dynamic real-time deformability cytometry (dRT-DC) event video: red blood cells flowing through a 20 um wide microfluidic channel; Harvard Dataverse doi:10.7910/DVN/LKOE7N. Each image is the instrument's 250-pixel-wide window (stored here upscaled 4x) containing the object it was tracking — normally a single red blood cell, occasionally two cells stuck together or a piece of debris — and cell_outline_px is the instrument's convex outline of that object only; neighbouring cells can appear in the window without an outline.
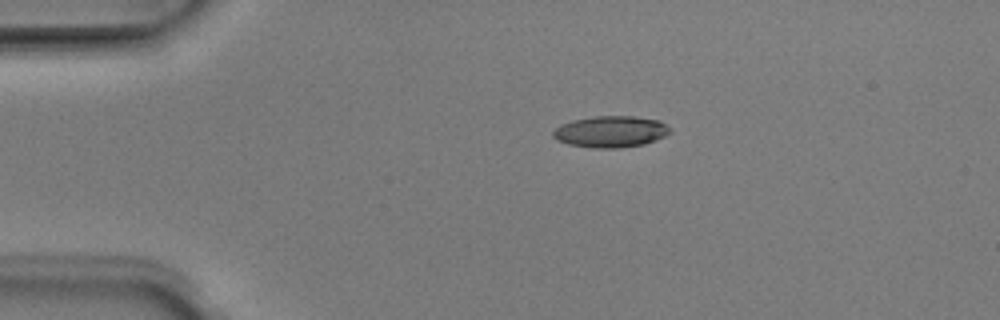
{"species": "Egyptian fruit bat (a non-hibernating species)", "species_latin": "Rousettus aegyptiacus", "temperature_condition": "room temperature", "stored_images_in_passage": 2, "camera_frame_rate_fps": 3000, "um_per_image_px": 0.085, "animal": {"sex": "male"}, "frame": {"image": 1, "passage_image": 1, "time_ms": 0.0, "image_size_px": [1000, 320], "cell_outline_px": [[672, 132], [664, 136], [644, 144], [620, 148], [592, 148], [568, 144], [556, 140], [552, 136], [552, 132], [560, 124], [572, 120], [596, 116], [632, 116], [660, 120], [672, 128]], "centroid_in_image_um": [51.91, 11.19], "position_along_channel_um": 33.1, "area_um2": 21.62}}